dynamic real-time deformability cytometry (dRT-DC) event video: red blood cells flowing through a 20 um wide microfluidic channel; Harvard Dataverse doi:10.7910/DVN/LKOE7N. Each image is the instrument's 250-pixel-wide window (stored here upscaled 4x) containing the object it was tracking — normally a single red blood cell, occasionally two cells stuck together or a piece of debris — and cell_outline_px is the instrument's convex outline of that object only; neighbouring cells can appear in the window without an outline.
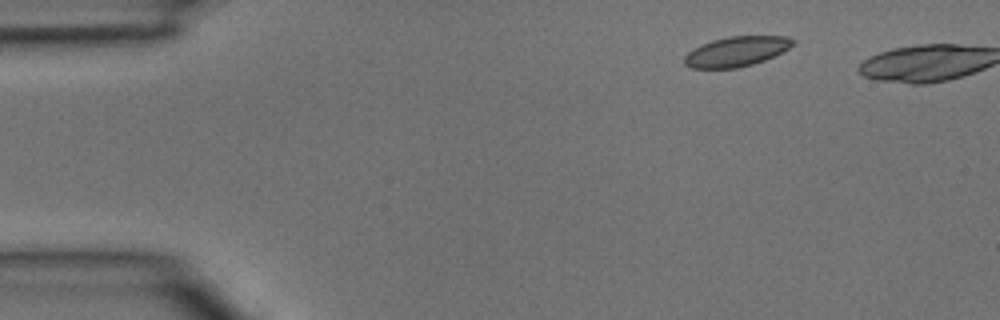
{"species": "common noctule bat (a hibernating species)", "species_latin": "Nyctalus noctula", "temperature_condition": "room temperature", "stored_images_in_passage": 5, "segment_of_instrument_passage": [2, 2], "camera_frame_rate_fps": 3000, "um_per_image_px": 0.085, "animal": {"sex": "male", "body_mass_g": 15.6}, "frame": {"image": 1, "passage_image": 5, "time_ms": 1.333, "image_size_px": [1000, 320], "cell_outline_px": [[796, 44], [764, 60], [752, 64], [736, 68], [692, 68], [684, 64], [684, 56], [692, 48], [712, 40], [728, 36], [788, 36], [796, 40]], "centroid_in_image_um": [62.59, 4.36], "position_along_channel_um": 22.4, "area_um2": 18.9}}